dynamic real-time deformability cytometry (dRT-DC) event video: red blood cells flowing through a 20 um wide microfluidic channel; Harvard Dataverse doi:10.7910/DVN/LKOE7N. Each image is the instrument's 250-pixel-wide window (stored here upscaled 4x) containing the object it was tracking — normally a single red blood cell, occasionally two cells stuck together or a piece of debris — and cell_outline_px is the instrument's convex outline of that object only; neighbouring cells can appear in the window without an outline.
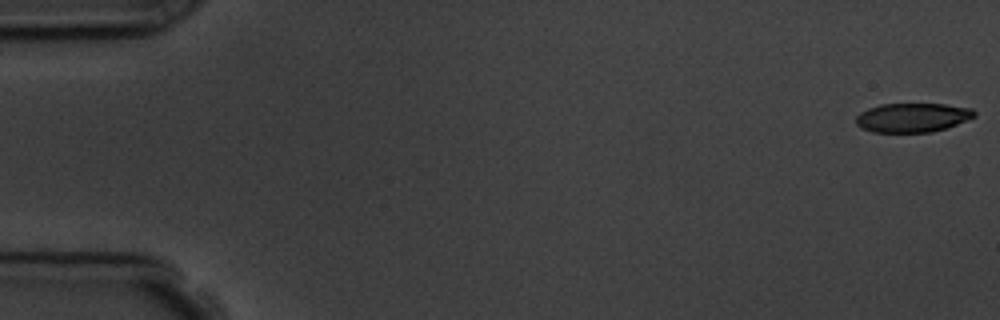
{"species": "common noctule bat (a hibernating species)", "species_latin": "Nyctalus noctula", "temperature_condition": "room temperature", "stored_images_in_passage": 6, "camera_frame_rate_fps": 3000, "um_per_image_px": 0.085, "animal": {"sex": "male", "body_mass_g": 19.5, "forearm_length_mm": 54.6}, "frame": {"image": 1, "passage_image": 1, "time_ms": 0.0, "image_size_px": [1000, 320], "cell_outline_px": [[976, 116], [956, 124], [932, 132], [872, 132], [860, 128], [856, 124], [856, 116], [860, 112], [868, 108], [880, 104], [944, 104], [972, 108], [976, 112]], "centroid_in_image_um": [77.53, 9.99], "position_along_channel_um": 7.5, "area_um2": 20.11}}
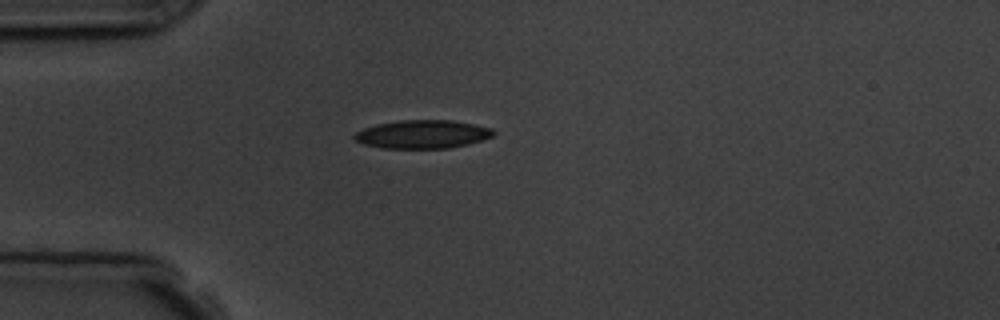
{"frame": {"image": 2, "passage_image": 5, "time_ms": 4.667, "image_size_px": [1000, 320], "cell_outline_px": [[496, 132], [492, 136], [468, 144], [448, 148], [384, 148], [364, 144], [356, 140], [352, 136], [356, 132], [364, 128], [376, 124], [400, 120], [452, 120], [492, 128]], "centroid_in_image_um": [35.9, 11.4], "position_along_channel_um": 49.1, "area_um2": 22.83}}